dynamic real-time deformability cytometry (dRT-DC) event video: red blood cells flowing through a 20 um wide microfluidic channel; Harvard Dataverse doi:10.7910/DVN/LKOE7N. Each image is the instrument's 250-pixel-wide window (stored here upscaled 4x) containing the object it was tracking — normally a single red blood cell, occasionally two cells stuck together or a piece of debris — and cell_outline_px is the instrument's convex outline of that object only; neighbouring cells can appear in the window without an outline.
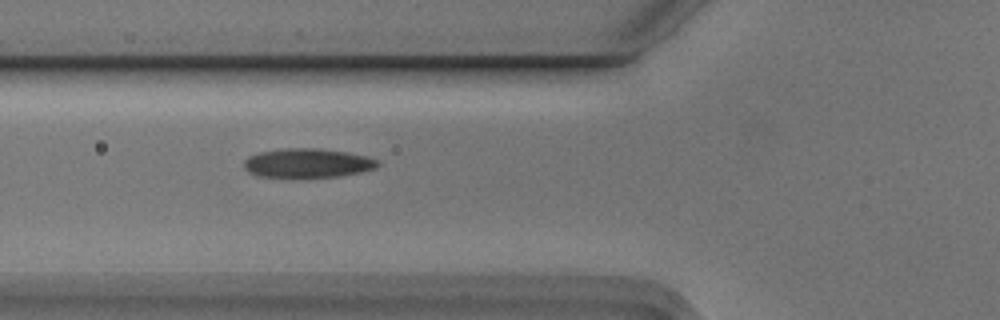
{"species": "Egyptian fruit bat (a non-hibernating species)", "species_latin": "Rousettus aegyptiacus", "temperature_condition": "cold", "stored_images_in_passage": 5, "camera_frame_rate_fps": 3000, "um_per_image_px": 0.085, "animal": {"sex": "male"}, "frame": {"image": 1, "passage_image": 5, "time_ms": 1.333, "image_size_px": [1000, 320], "cell_outline_px": [[380, 164], [376, 168], [360, 172], [340, 176], [256, 176], [248, 172], [244, 168], [244, 160], [248, 156], [260, 152], [284, 148], [320, 148], [348, 152], [368, 156], [380, 160]], "centroid_in_image_um": [26.17, 13.84], "position_along_channel_um": 99.6, "area_um2": 22.66}}